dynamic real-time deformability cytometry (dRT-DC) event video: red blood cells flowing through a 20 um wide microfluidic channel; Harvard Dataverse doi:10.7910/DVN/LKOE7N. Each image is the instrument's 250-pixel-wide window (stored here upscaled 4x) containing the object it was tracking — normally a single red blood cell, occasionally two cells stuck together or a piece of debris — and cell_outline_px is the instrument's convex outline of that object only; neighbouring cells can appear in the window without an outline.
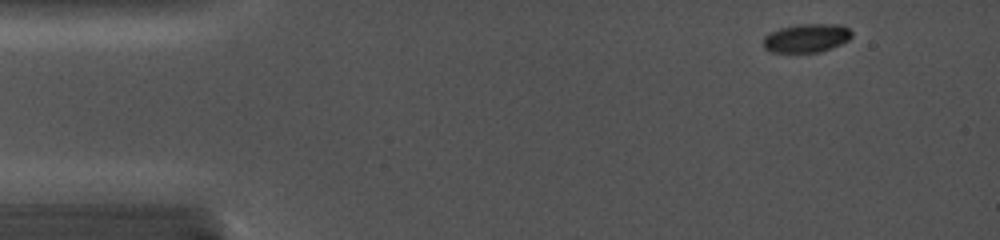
{"species": "common noctule bat (a hibernating species)", "species_latin": "Nyctalus noctula", "temperature_condition": "cold", "stored_images_in_passage": 30, "camera_frame_rate_fps": 5000, "um_per_image_px": 0.085, "animal": {"sex": "female", "body_mass_g": 19.0, "forearm_length_mm": 56.7}, "frame": {"image": 1, "passage_image": 1, "time_ms": 0.0, "image_size_px": [1000, 240], "cell_outline_px": [[852, 36], [848, 40], [840, 44], [820, 52], [772, 52], [764, 48], [764, 36], [780, 28], [800, 24], [840, 24], [848, 28], [852, 32]], "centroid_in_image_um": [68.57, 3.23], "position_along_channel_um": 16.4, "area_um2": 14.62}}
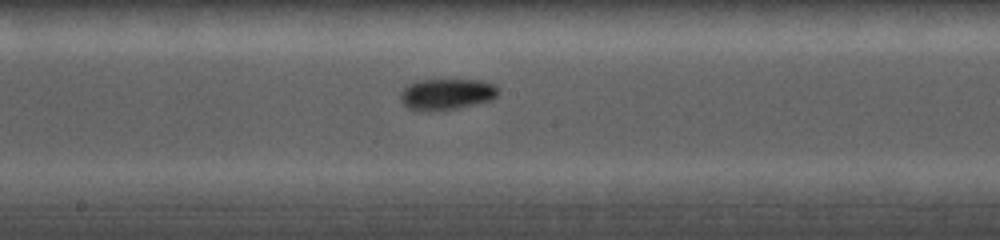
{"frame": {"image": 2, "passage_image": 12, "time_ms": 7.2, "image_size_px": [1000, 240], "cell_outline_px": [[500, 92], [492, 100], [456, 108], [424, 112], [408, 108], [400, 100], [400, 92], [408, 84], [420, 80], [480, 80], [492, 84], [500, 88]], "centroid_in_image_um": [37.96, 8.01], "position_along_channel_um": 210.2, "area_um2": 17.8}}
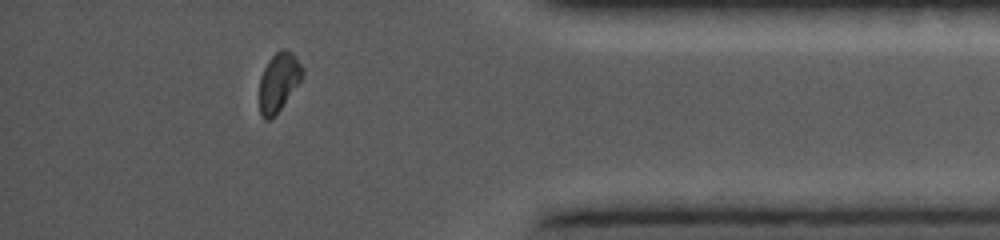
{"frame": {"image": 3, "passage_image": 26, "time_ms": 12.6, "image_size_px": [1000, 240], "cell_outline_px": [[304, 72], [300, 80], [276, 116], [268, 120], [264, 120], [260, 116], [260, 76], [268, 60], [280, 48], [284, 48], [292, 52], [296, 56], [304, 68]], "centroid_in_image_um": [23.68, 6.96], "position_along_channel_um": 411.5, "area_um2": 14.85}}